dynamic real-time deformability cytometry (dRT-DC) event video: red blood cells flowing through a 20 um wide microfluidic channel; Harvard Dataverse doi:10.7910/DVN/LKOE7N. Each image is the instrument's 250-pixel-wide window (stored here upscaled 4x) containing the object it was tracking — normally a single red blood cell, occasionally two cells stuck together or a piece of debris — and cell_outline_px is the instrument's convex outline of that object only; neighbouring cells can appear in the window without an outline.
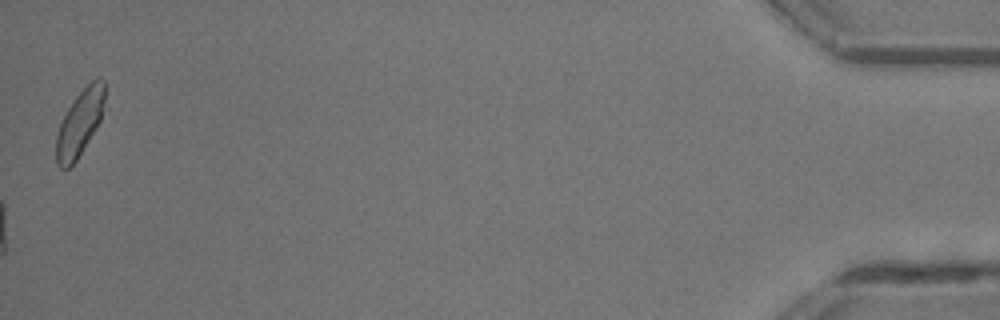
{"species": "common noctule bat (a hibernating species)", "species_latin": "Nyctalus noctula", "temperature_condition": "room temperature", "stored_images_in_passage": 49, "camera_frame_rate_fps": 3000, "um_per_image_px": 0.085, "animal": {"sex": "male", "body_mass_g": 13.3}, "frame": {"image": 1, "passage_image": 49, "time_ms": 16.0, "image_size_px": [1000, 320], "cell_outline_px": [[104, 100], [100, 120], [96, 128], [76, 160], [68, 168], [60, 168], [56, 164], [56, 136], [60, 124], [68, 108], [76, 96], [96, 76], [100, 76], [104, 80]], "centroid_in_image_um": [6.77, 10.44], "position_along_channel_um": 428.4, "area_um2": 18.32}, "authors_computed_cell_mechanics": {"area_um2": 19.4786, "velocity_mm_per_s": 4.3236, "shape_relaxation_time_tau1_ms": 5.7935, "shape_relaxation_time_tau2_ms": 2.6682, "deformation_change_tau1": 0.1837, "deformation_change_tau2": 0.1178}}